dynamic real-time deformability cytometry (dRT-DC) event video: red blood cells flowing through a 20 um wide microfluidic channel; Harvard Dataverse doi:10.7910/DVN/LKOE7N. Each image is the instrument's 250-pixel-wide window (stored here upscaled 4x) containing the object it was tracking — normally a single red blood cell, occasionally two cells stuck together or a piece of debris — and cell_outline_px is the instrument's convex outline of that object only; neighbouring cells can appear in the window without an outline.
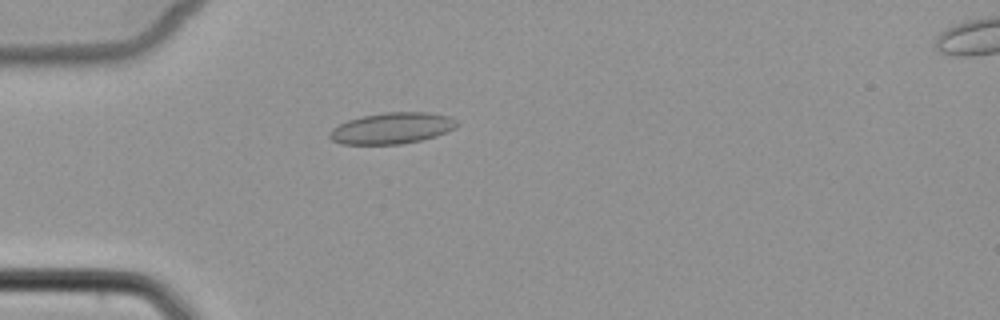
{"species": "common noctule bat (a hibernating species)", "species_latin": "Nyctalus noctula", "temperature_condition": "cold", "stored_images_in_passage": 2, "camera_frame_rate_fps": 3000, "um_per_image_px": 0.085, "animal": {"sex": "female", "body_mass_g": 22.7, "forearm_length_mm": 54.2}, "frame": {"image": 1, "passage_image": 1, "time_ms": 0.0, "image_size_px": [1000, 320], "cell_outline_px": [[460, 124], [456, 128], [436, 136], [420, 140], [400, 144], [340, 144], [332, 140], [328, 136], [328, 132], [332, 128], [348, 120], [364, 116], [384, 112], [428, 112], [452, 116]], "centroid_in_image_um": [33.34, 10.89], "position_along_channel_um": 51.7, "area_um2": 23.29}}